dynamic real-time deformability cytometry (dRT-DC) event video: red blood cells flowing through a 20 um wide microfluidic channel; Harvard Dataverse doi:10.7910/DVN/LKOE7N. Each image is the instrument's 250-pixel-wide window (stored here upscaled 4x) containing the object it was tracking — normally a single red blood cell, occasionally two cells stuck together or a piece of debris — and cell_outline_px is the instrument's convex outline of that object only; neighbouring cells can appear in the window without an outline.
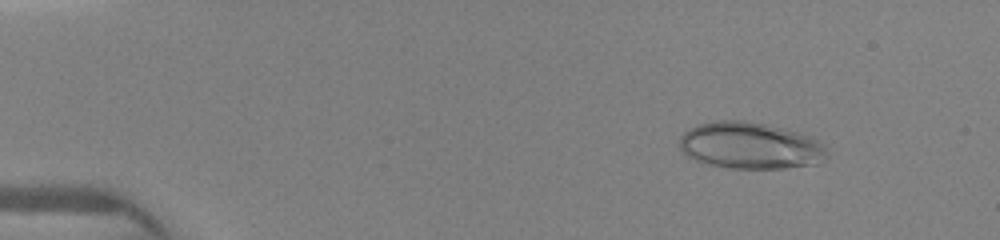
{"species": "human", "species_latin": "Homo sapiens", "temperature_condition": "warm", "stored_images_in_passage": 4, "camera_frame_rate_fps": 3000, "um_per_image_px": 0.085, "donor": {"sex": "female"}, "frame": {"image": 1, "passage_image": 1, "time_ms": 0.0, "image_size_px": [1000, 240], "cell_outline_px": [[828, 156], [824, 160], [816, 164], [784, 168], [728, 168], [708, 164], [696, 160], [688, 156], [680, 148], [680, 136], [684, 132], [700, 124], [716, 120], [744, 120], [764, 124], [800, 132], [812, 136], [820, 140], [824, 144]], "centroid_in_image_um": [63.82, 12.37], "position_along_channel_um": 21.2, "area_um2": 40.23}}